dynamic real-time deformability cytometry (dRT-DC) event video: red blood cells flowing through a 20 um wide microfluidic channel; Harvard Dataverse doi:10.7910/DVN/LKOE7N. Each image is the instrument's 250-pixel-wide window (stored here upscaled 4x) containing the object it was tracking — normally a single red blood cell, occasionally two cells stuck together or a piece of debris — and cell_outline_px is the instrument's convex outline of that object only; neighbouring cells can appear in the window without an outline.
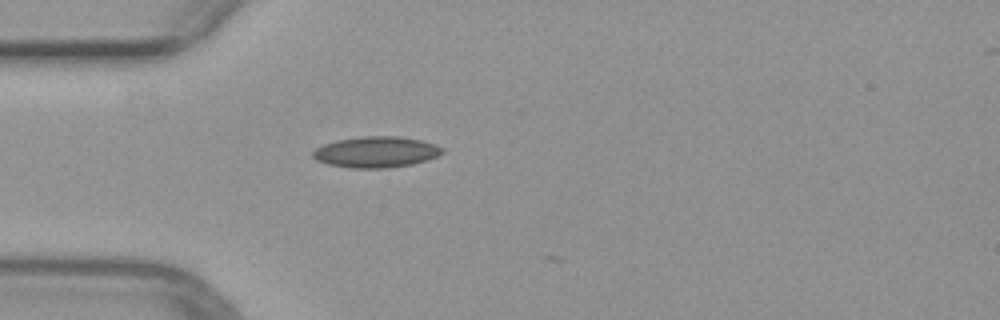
{"species": "common noctule bat (a hibernating species)", "species_latin": "Nyctalus noctula", "temperature_condition": "warm", "stored_images_in_passage": 4, "camera_frame_rate_fps": 3000, "um_per_image_px": 0.085, "animal": {"sex": "female", "body_mass_g": 29.2, "forearm_length_mm": 56.3}, "frame": {"image": 1, "passage_image": 1, "time_ms": 0.0, "image_size_px": [1000, 320], "cell_outline_px": [[444, 152], [436, 156], [412, 164], [384, 168], [352, 168], [328, 164], [316, 160], [312, 156], [312, 152], [316, 148], [324, 144], [336, 140], [364, 136], [396, 136], [424, 140], [436, 144], [444, 148]], "centroid_in_image_um": [31.97, 12.91], "position_along_channel_um": 53.0, "area_um2": 23.35}}